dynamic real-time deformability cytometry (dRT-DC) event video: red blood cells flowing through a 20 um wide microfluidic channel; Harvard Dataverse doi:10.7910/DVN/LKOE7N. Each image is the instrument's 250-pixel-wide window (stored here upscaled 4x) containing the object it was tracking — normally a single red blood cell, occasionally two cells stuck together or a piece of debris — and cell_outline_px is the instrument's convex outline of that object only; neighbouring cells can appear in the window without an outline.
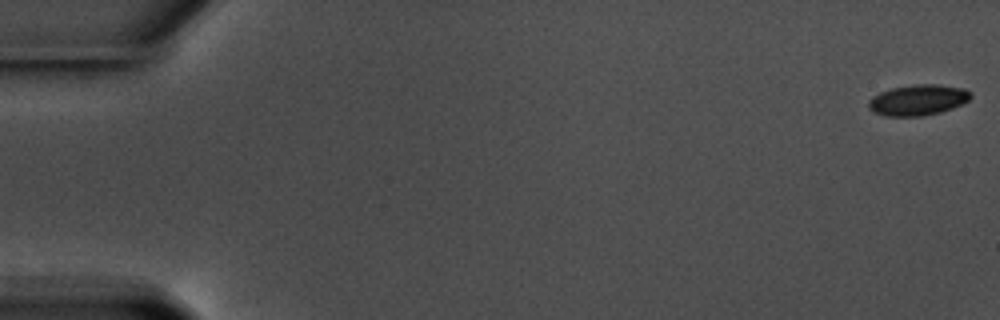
{"species": "common noctule bat (a hibernating species)", "species_latin": "Nyctalus noctula", "temperature_condition": "warm", "stored_images_in_passage": 58, "camera_frame_rate_fps": 3000, "um_per_image_px": 0.085, "animal": {"sex": "male", "body_mass_g": 17.5, "forearm_length_mm": 52.3}, "frame": {"image": 1, "passage_image": 1, "time_ms": 0.0, "image_size_px": [1000, 320], "cell_outline_px": [[972, 96], [968, 100], [952, 108], [940, 112], [924, 116], [884, 116], [868, 108], [868, 100], [872, 96], [880, 92], [892, 88], [916, 84], [936, 84], [964, 88], [972, 92]], "centroid_in_image_um": [78.02, 8.49], "position_along_channel_um": 7.0, "area_um2": 18.32}}
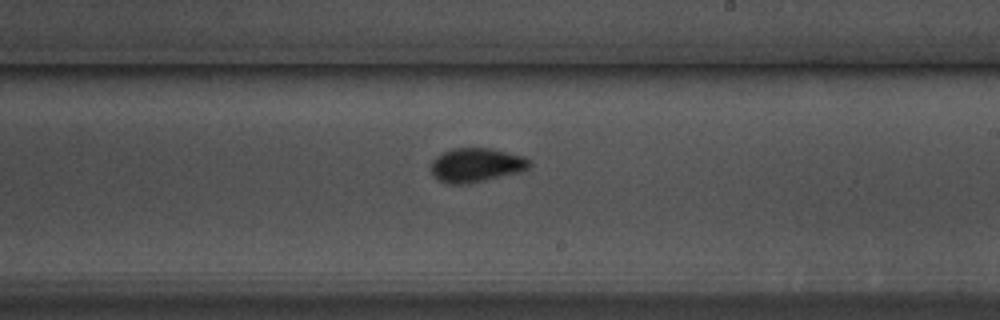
{"frame": {"image": 2, "passage_image": 35, "time_ms": 11.333, "image_size_px": [1000, 320], "cell_outline_px": [[532, 164], [528, 168], [520, 172], [460, 184], [452, 184], [440, 180], [432, 172], [432, 160], [436, 156], [452, 148], [492, 148], [524, 156], [532, 160]], "centroid_in_image_um": [40.52, 13.99], "position_along_channel_um": 248.5, "area_um2": 19.19}}
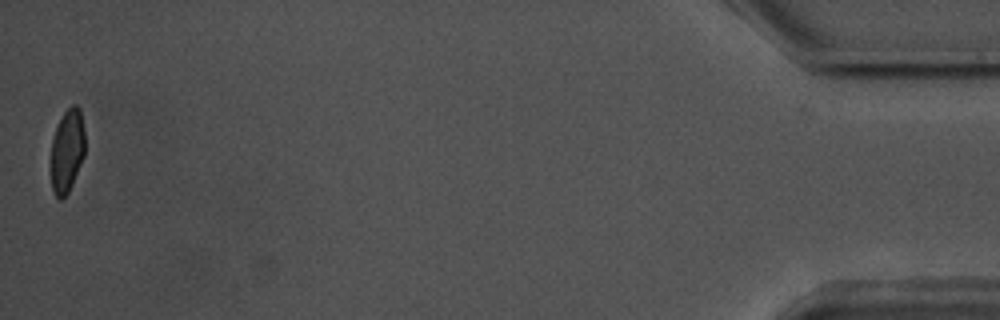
{"frame": {"image": 3, "passage_image": 58, "time_ms": 19.0, "image_size_px": [1000, 320], "cell_outline_px": [[84, 156], [68, 192], [60, 200], [56, 196], [52, 188], [48, 168], [52, 140], [56, 128], [64, 112], [72, 104], [76, 104], [80, 108], [84, 132]], "centroid_in_image_um": [5.66, 12.83], "position_along_channel_um": 429.5, "area_um2": 16.82}, "authors_computed_cell_mechanics": {"area_um2": 18.496, "velocity_mm_per_s": 3.5624, "shape_relaxation_time_tau1_ms": 2.2578, "shape_relaxation_time_tau2_ms": null, "deformation_change_tau1": 0.093, "deformation_change_tau2": null}}